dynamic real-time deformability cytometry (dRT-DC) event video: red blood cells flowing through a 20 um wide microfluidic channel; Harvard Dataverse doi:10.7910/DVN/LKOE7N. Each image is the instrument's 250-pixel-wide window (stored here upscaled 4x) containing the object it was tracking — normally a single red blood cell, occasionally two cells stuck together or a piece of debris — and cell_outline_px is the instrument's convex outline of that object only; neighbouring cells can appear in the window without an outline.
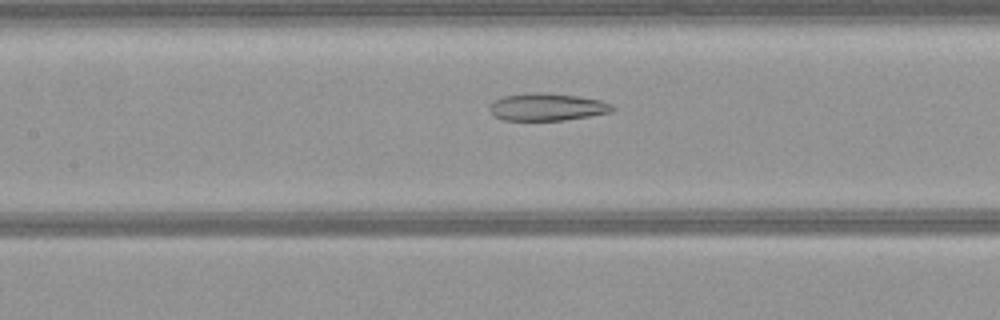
{"species": "common noctule bat (a hibernating species)", "species_latin": "Nyctalus noctula", "temperature_condition": "warm", "stored_images_in_passage": 44, "camera_frame_rate_fps": 3000, "um_per_image_px": 0.085, "animal": {"sex": "female", "body_mass_g": 21.9}, "frame": {"image": 1, "passage_image": 23, "time_ms": 7.333, "image_size_px": [1000, 320], "cell_outline_px": [[616, 108], [612, 112], [564, 120], [504, 120], [496, 116], [488, 108], [496, 100], [504, 96], [532, 92], [540, 92], [580, 96], [600, 100], [612, 104]], "centroid_in_image_um": [46.55, 9.09], "position_along_channel_um": 160.8, "area_um2": 19.48}}
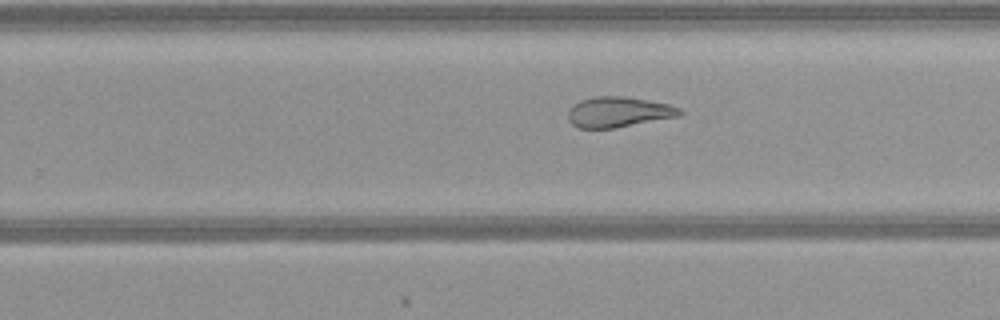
{"frame": {"image": 2, "passage_image": 32, "time_ms": 10.333, "image_size_px": [1000, 320], "cell_outline_px": [[680, 116], [616, 128], [576, 128], [568, 120], [568, 112], [572, 104], [580, 100], [596, 96], [624, 96], [668, 104], [680, 108]], "centroid_in_image_um": [52.52, 9.53], "position_along_channel_um": 277.3, "area_um2": 19.83}}
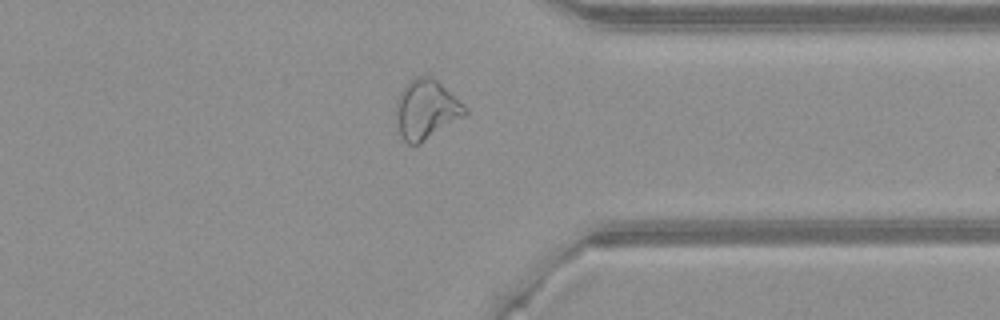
{"frame": {"image": 3, "passage_image": 40, "time_ms": 13.0, "image_size_px": [1000, 320], "cell_outline_px": [[468, 112], [464, 116], [420, 144], [408, 144], [400, 136], [396, 120], [396, 100], [400, 92], [408, 80], [416, 76], [432, 76], [464, 104], [468, 108]], "centroid_in_image_um": [36.21, 9.3], "position_along_channel_um": 375.2, "area_um2": 23.99}}